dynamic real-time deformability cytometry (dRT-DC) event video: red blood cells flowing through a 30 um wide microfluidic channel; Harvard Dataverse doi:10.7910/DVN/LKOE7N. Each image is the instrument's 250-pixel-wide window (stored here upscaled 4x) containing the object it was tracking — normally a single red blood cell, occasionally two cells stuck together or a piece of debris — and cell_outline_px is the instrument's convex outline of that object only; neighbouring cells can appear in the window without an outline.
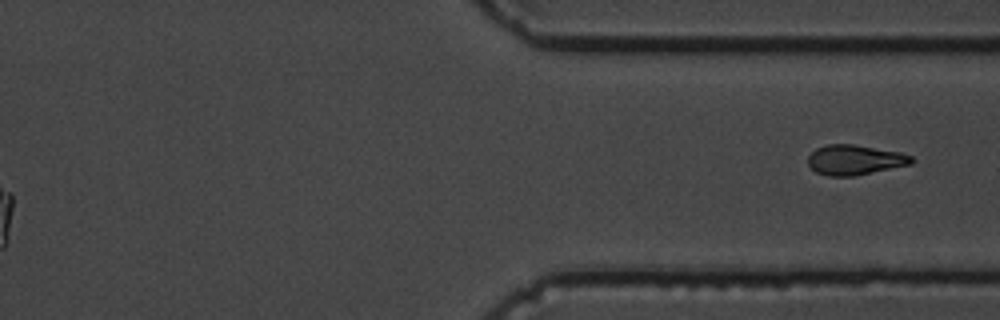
{"species": "common noctule bat (a hibernating species)", "species_latin": "Nyctalus noctula", "temperature_condition": "cold", "stored_images_in_passage": 10, "segment_of_instrument_passage": [2, 2], "camera_frame_rate_fps": 3000, "um_per_image_px": 0.085, "animal": {"sex": "male", "body_mass_g": 19.5, "forearm_length_mm": 54.6}, "frame": {"image": 1, "passage_image": 10, "time_ms": 3.0, "image_size_px": [1000, 320], "cell_outline_px": [[916, 160], [912, 164], [852, 176], [828, 176], [816, 172], [808, 164], [808, 156], [816, 148], [828, 144], [852, 144], [900, 152], [912, 156]], "centroid_in_image_um": [72.67, 13.58], "position_along_channel_um": 338.7, "area_um2": 18.03}}